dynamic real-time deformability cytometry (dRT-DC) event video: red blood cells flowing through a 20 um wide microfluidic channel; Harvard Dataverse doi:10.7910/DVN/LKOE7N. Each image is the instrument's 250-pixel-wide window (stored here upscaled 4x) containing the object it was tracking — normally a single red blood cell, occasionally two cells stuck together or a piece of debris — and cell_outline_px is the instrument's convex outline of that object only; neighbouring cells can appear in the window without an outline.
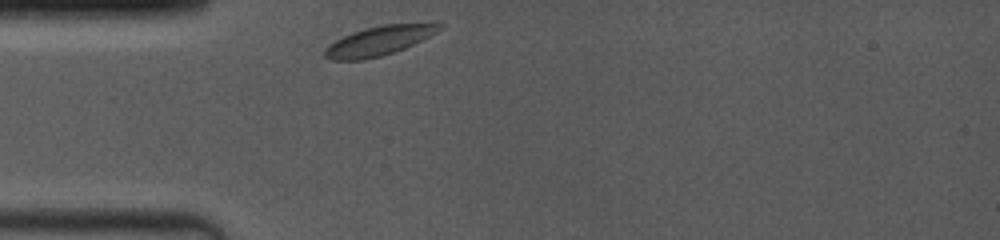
{"species": "common noctule bat (a hibernating species)", "species_latin": "Nyctalus noctula", "temperature_condition": "room temperature", "stored_images_in_passage": 45, "camera_frame_rate_fps": 4000, "um_per_image_px": 0.085, "animal": {"sex": "female", "body_mass_g": 19.0, "forearm_length_mm": 53.3}, "frame": {"image": 1, "passage_image": 1, "time_ms": 0.0, "image_size_px": [1000, 240], "cell_outline_px": [[444, 28], [404, 48], [380, 56], [364, 60], [332, 60], [324, 56], [324, 48], [336, 40], [352, 32], [364, 28], [384, 24], [432, 20], [444, 24]], "centroid_in_image_um": [32.31, 3.41], "position_along_channel_um": 52.7, "area_um2": 20.06}}
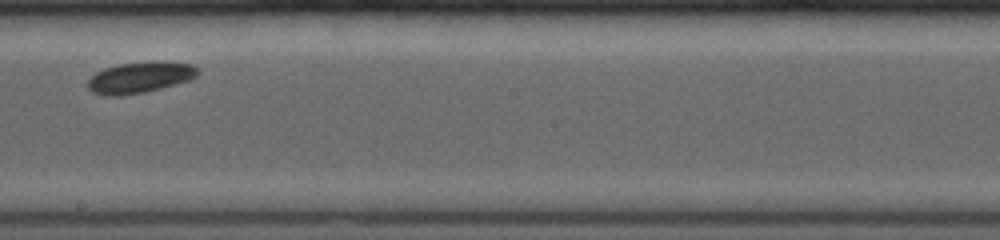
{"frame": {"image": 2, "passage_image": 27, "time_ms": 5.0, "image_size_px": [1000, 240], "cell_outline_px": [[200, 72], [192, 80], [144, 92], [120, 96], [104, 96], [92, 92], [88, 88], [88, 80], [96, 72], [104, 68], [120, 64], [160, 60], [192, 64], [200, 68]], "centroid_in_image_um": [11.94, 6.57], "position_along_channel_um": 236.3, "area_um2": 20.23}}
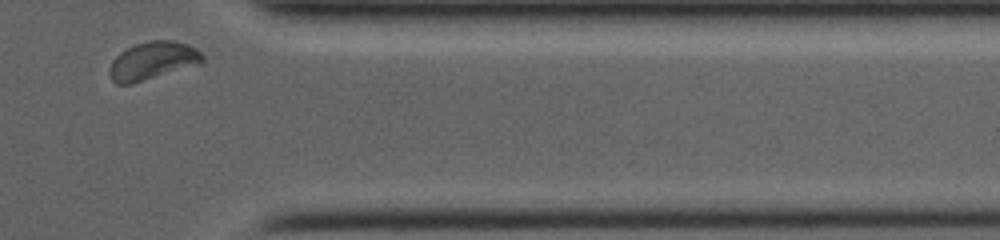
{"frame": {"image": 3, "passage_image": 45, "time_ms": 9.25, "image_size_px": [1000, 240], "cell_outline_px": [[204, 60], [200, 64], [132, 84], [116, 84], [112, 80], [108, 72], [108, 68], [112, 60], [120, 52], [136, 44], [152, 40], [176, 40], [188, 44], [196, 48], [204, 56]], "centroid_in_image_um": [12.97, 5.16], "position_along_channel_um": 398.4, "area_um2": 20.69}, "authors_computed_cell_mechanics": {"area_um2": 19.7098, "velocity_mm_per_s": 3.8619, "shape_relaxation_time_tau1_ms": 1.1053, "shape_relaxation_time_tau2_ms": null, "deformation_change_tau1": 0.081, "deformation_change_tau2": null}}